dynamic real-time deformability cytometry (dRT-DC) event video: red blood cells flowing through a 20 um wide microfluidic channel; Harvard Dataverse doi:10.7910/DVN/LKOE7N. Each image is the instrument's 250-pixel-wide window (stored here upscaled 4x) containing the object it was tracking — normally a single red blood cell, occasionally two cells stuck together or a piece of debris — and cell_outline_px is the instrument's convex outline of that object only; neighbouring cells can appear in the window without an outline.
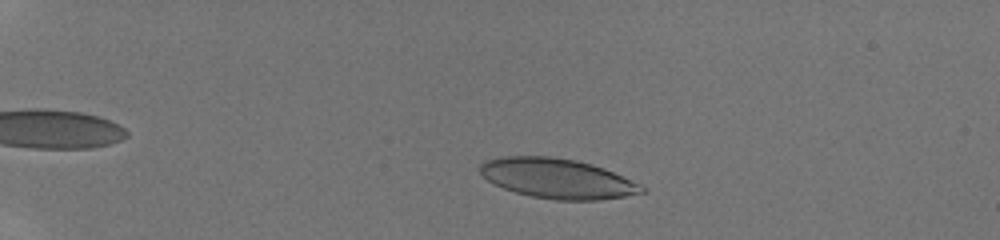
{"species": "human", "species_latin": "Homo sapiens", "temperature_condition": "room temperature", "stored_images_in_passage": 42, "camera_frame_rate_fps": 3000, "um_per_image_px": 0.085, "donor": {"sex": "male"}, "frame": {"image": 1, "passage_image": 7, "time_ms": 2.0, "image_size_px": [1000, 240], "cell_outline_px": [[648, 192], [624, 196], [596, 200], [556, 200], [532, 196], [516, 192], [504, 188], [488, 180], [480, 172], [480, 164], [484, 160], [504, 156], [548, 156], [576, 160], [592, 164], [604, 168], [640, 184]], "centroid_in_image_um": [47.38, 15.16], "position_along_channel_um": 37.6, "area_um2": 37.34}}
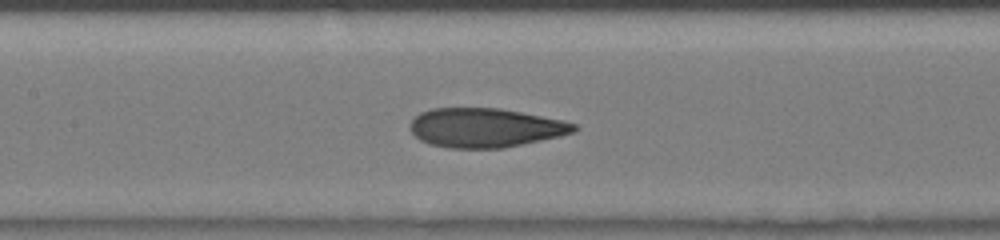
{"frame": {"image": 2, "passage_image": 21, "time_ms": 6.667, "image_size_px": [1000, 240], "cell_outline_px": [[580, 128], [576, 132], [560, 136], [500, 148], [448, 148], [428, 144], [420, 140], [412, 132], [412, 120], [420, 112], [432, 108], [500, 108], [564, 120], [576, 124]], "centroid_in_image_um": [41.28, 10.85], "position_along_channel_um": 166.1, "area_um2": 37.34}}
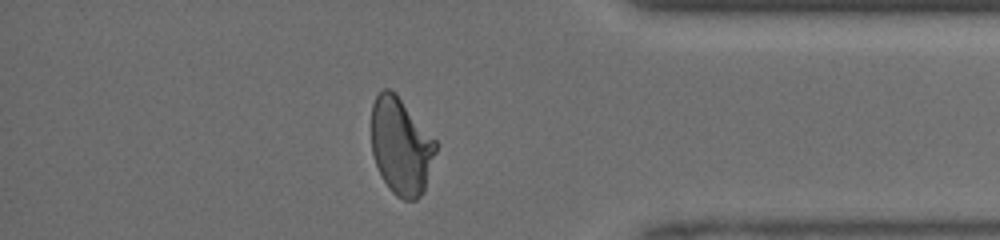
{"frame": {"image": 3, "passage_image": 37, "time_ms": 12.0, "image_size_px": [1000, 240], "cell_outline_px": [[436, 152], [424, 192], [416, 200], [404, 200], [396, 196], [392, 192], [384, 180], [376, 164], [372, 152], [372, 104], [376, 96], [384, 88], [388, 88], [396, 92], [436, 140]], "centroid_in_image_um": [34.1, 12.42], "position_along_channel_um": 401.1, "area_um2": 36.41}}